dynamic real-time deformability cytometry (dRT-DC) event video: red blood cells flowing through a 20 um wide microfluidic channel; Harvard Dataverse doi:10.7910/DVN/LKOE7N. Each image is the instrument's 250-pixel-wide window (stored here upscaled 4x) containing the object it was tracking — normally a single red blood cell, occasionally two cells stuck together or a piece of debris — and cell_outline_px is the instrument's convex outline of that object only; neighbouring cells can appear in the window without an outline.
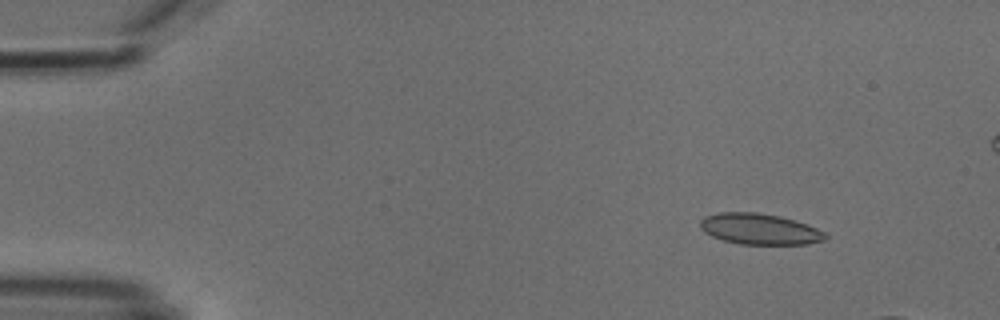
{"species": "common noctule bat (a hibernating species)", "species_latin": "Nyctalus noctula", "temperature_condition": "cold", "stored_images_in_passage": 8, "camera_frame_rate_fps": 3000, "um_per_image_px": 0.085, "animal": {"sex": "male", "body_mass_g": 18.8}, "frame": {"image": 1, "passage_image": 2, "time_ms": 1.333, "image_size_px": [1000, 320], "cell_outline_px": [[828, 236], [824, 240], [808, 244], [740, 244], [724, 240], [712, 236], [704, 232], [700, 228], [700, 220], [704, 216], [720, 212], [756, 212], [780, 216], [808, 224], [824, 232]], "centroid_in_image_um": [64.56, 19.46], "position_along_channel_um": 20.4, "area_um2": 22.6}}
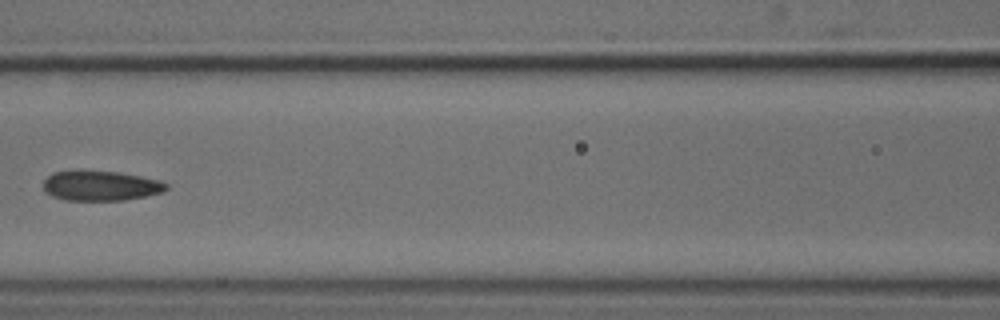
{"frame": {"image": 2, "passage_image": 7, "time_ms": 7.333, "image_size_px": [1000, 320], "cell_outline_px": [[168, 188], [164, 192], [124, 200], [64, 200], [52, 196], [44, 192], [44, 180], [52, 172], [120, 172], [160, 180], [168, 184]], "centroid_in_image_um": [8.58, 15.81], "position_along_channel_um": 158.0, "area_um2": 21.15}}
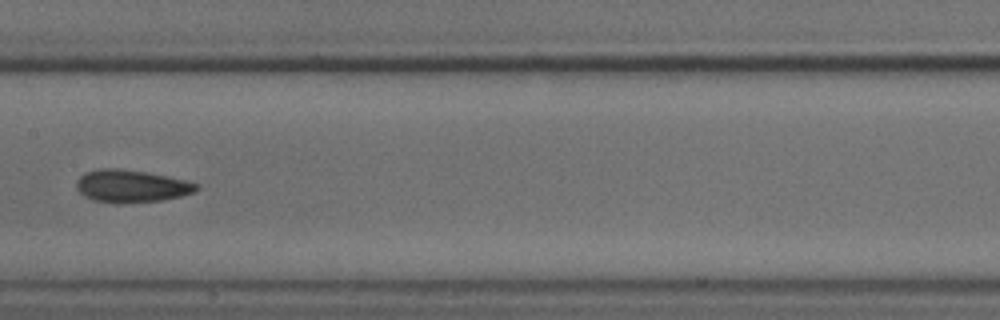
{"frame": {"image": 3, "passage_image": 8, "time_ms": 8.333, "image_size_px": [1000, 320], "cell_outline_px": [[200, 188], [196, 192], [180, 196], [160, 200], [92, 200], [84, 196], [76, 188], [76, 180], [84, 172], [100, 168], [116, 168], [148, 172], [184, 180], [200, 184]], "centroid_in_image_um": [11.17, 15.76], "position_along_channel_um": 196.2, "area_um2": 21.96}}